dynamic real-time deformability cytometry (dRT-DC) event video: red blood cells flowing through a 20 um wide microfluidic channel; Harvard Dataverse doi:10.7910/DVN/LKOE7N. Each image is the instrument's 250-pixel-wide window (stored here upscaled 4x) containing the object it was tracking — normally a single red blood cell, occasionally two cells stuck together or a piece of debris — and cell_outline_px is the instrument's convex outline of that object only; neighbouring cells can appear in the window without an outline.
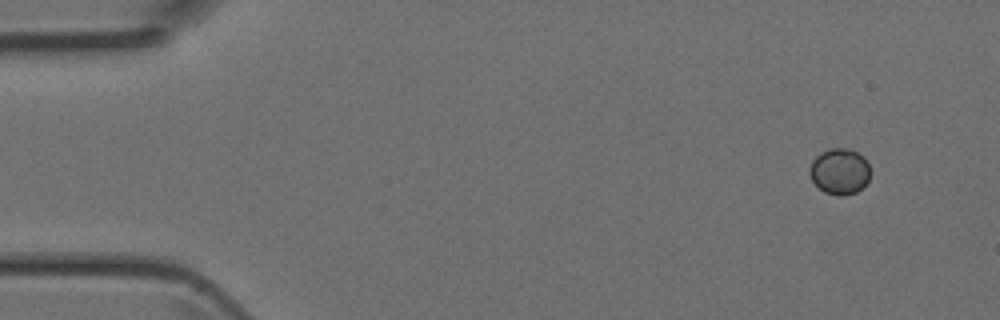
{"species": "Egyptian fruit bat (a non-hibernating species)", "species_latin": "Rousettus aegyptiacus", "temperature_condition": "room temperature", "stored_images_in_passage": 3, "camera_frame_rate_fps": 3000, "um_per_image_px": 0.085, "animal": {"sex": "female"}, "frame": {"image": 1, "passage_image": 1, "time_ms": 0.0, "image_size_px": [1000, 320], "cell_outline_px": [[868, 180], [856, 192], [844, 196], [836, 196], [824, 192], [812, 180], [808, 172], [812, 160], [820, 152], [832, 148], [844, 148], [856, 152], [864, 156], [868, 164]], "centroid_in_image_um": [71.33, 14.57], "position_along_channel_um": 13.7, "area_um2": 16.13}}